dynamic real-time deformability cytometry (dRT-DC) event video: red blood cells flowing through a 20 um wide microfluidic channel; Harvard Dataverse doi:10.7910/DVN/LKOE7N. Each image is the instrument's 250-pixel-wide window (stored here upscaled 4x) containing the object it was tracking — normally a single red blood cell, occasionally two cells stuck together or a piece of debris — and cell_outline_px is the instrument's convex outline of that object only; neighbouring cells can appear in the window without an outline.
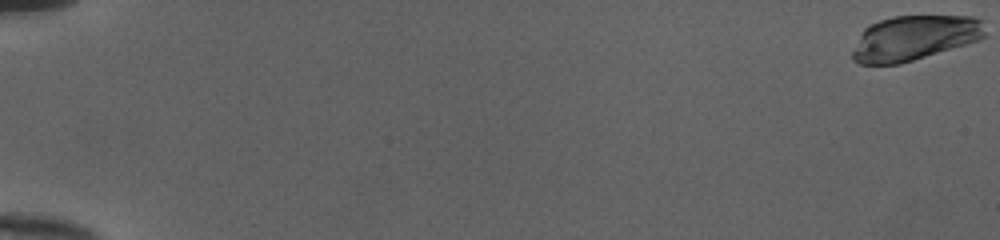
{"species": "human", "species_latin": "Homo sapiens", "temperature_condition": "cold", "stored_images_in_passage": 53, "camera_frame_rate_fps": 3000, "um_per_image_px": 0.085, "donor": {"sex": "female"}, "frame": {"image": 1, "passage_image": 1, "time_ms": 0.0, "image_size_px": [1000, 240], "cell_outline_px": [[984, 36], [980, 40], [900, 64], [860, 64], [852, 60], [852, 52], [864, 28], [880, 20], [892, 16], [972, 16], [984, 20]], "centroid_in_image_um": [77.74, 3.22], "position_along_channel_um": 7.3, "area_um2": 34.62}}
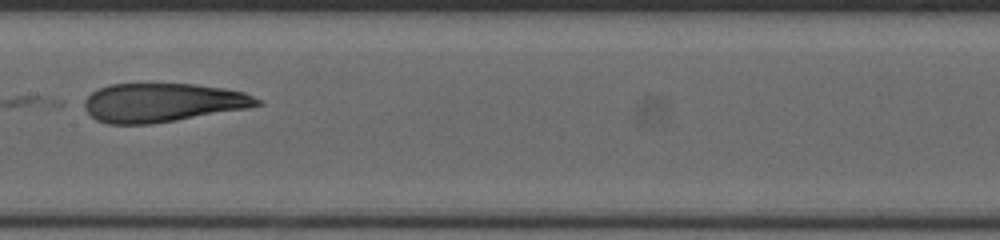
{"frame": {"image": 2, "passage_image": 30, "time_ms": 9.667, "image_size_px": [1000, 240], "cell_outline_px": [[264, 104], [248, 108], [152, 124], [108, 124], [96, 120], [76, 104], [92, 92], [108, 84], [196, 84], [224, 88], [244, 92], [260, 100]], "centroid_in_image_um": [13.73, 8.72], "position_along_channel_um": 193.7, "area_um2": 39.54}}
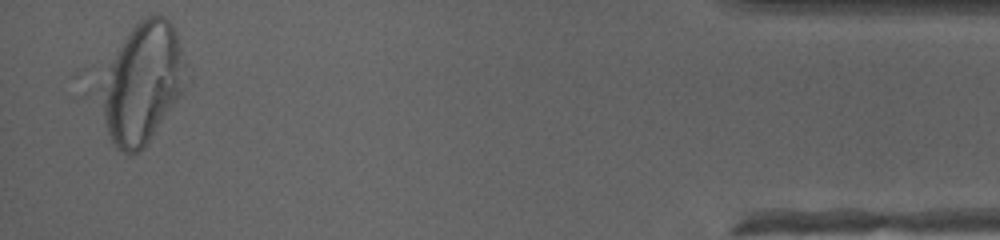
{"frame": {"image": 3, "passage_image": 52, "time_ms": 17.0, "image_size_px": [1000, 240], "cell_outline_px": [[184, 92], [144, 148], [132, 156], [116, 148], [80, 96], [132, 28], [144, 16], [156, 12], [164, 16], [172, 24], [176, 32], [184, 64]], "centroid_in_image_um": [11.75, 7.17], "position_along_channel_um": 423.4, "area_um2": 65.2}, "authors_computed_cell_mechanics": {"area_um2": 39.9976, "velocity_mm_per_s": 4.0206, "shape_relaxation_time_tau1_ms": 2.4393, "shape_relaxation_time_tau2_ms": 1.3666, "deformation_change_tau1": 0.2542, "deformation_change_tau2": 0.0933}}